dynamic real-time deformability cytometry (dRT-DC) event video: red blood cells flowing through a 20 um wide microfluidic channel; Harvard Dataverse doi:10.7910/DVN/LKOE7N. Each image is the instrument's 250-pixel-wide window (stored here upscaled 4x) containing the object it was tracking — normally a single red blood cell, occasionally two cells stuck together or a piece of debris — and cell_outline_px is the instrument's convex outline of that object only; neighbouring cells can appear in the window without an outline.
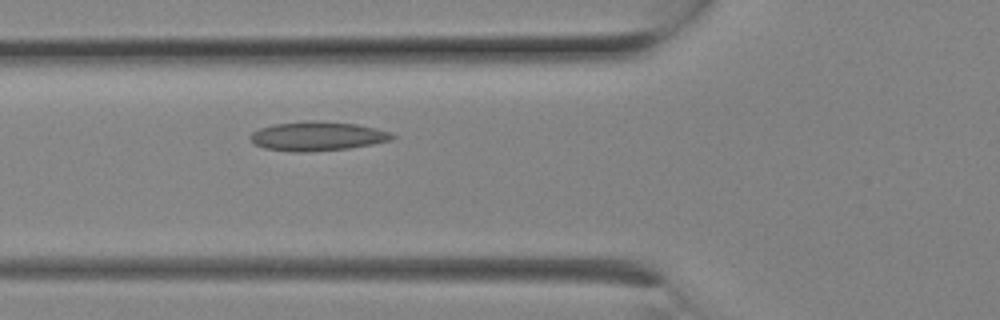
{"species": "Egyptian fruit bat (a non-hibernating species)", "species_latin": "Rousettus aegyptiacus", "temperature_condition": "room temperature", "stored_images_in_passage": 4, "camera_frame_rate_fps": 3000, "um_per_image_px": 0.085, "animal": {"sex": "female"}, "frame": {"image": 1, "passage_image": 4, "time_ms": 1.0, "image_size_px": [1000, 320], "cell_outline_px": [[396, 136], [392, 140], [372, 144], [348, 148], [308, 152], [292, 152], [264, 148], [256, 144], [248, 136], [252, 132], [260, 128], [272, 124], [308, 120], [316, 120], [356, 124], [376, 128], [388, 132]], "centroid_in_image_um": [26.95, 11.57], "position_along_channel_um": 98.8, "area_um2": 24.16}}